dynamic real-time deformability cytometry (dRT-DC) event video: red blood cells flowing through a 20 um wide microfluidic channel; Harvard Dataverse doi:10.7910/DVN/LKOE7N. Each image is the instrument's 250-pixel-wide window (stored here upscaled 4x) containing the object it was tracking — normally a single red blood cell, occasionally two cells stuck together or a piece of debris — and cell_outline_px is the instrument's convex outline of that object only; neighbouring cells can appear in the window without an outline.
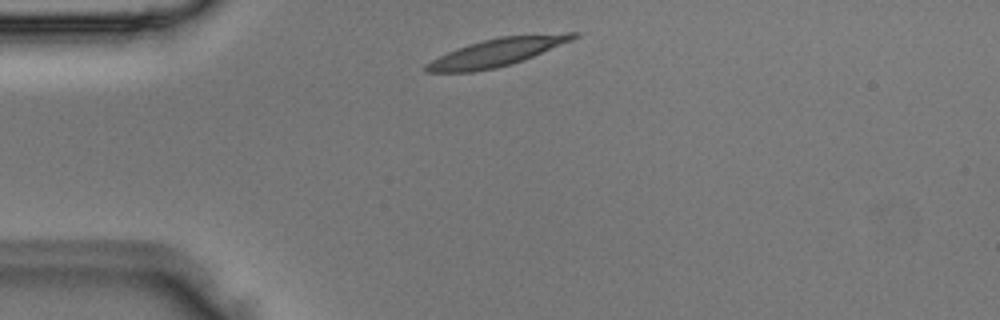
{"species": "Egyptian fruit bat (a non-hibernating species)", "species_latin": "Rousettus aegyptiacus", "temperature_condition": "room temperature", "stored_images_in_passage": 2, "camera_frame_rate_fps": 3000, "um_per_image_px": 0.085, "animal": {"sex": "male"}, "frame": {"image": 1, "passage_image": 1, "time_ms": 0.0, "image_size_px": [1000, 320], "cell_outline_px": [[580, 36], [572, 40], [512, 64], [496, 68], [472, 72], [424, 72], [424, 64], [456, 48], [468, 44], [500, 36], [568, 32], [580, 32]], "centroid_in_image_um": [42.24, 4.44], "position_along_channel_um": 42.8, "area_um2": 23.81}}